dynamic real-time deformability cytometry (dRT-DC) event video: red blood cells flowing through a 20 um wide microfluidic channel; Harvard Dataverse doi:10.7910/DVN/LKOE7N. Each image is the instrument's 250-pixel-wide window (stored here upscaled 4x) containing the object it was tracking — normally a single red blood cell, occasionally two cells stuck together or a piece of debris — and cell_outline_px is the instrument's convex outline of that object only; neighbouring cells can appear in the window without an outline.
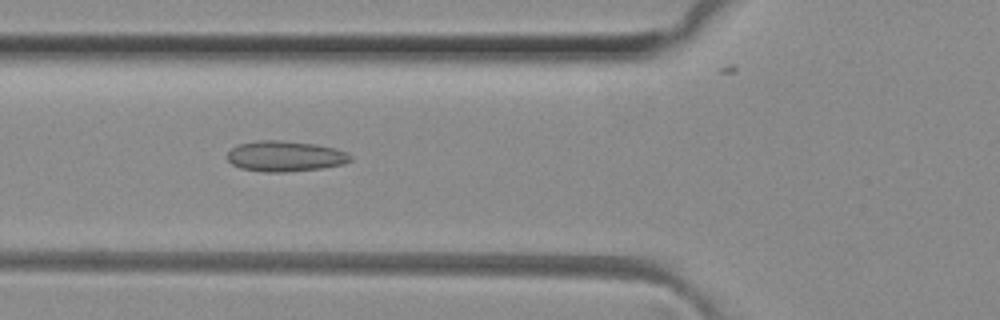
{"species": "common noctule bat (a hibernating species)", "species_latin": "Nyctalus noctula", "temperature_condition": "room temperature", "stored_images_in_passage": 41, "camera_frame_rate_fps": 3000, "um_per_image_px": 0.085, "animal": {"sex": "female", "body_mass_g": 29.2, "forearm_length_mm": 56.3}, "frame": {"image": 1, "passage_image": 13, "time_ms": 4.0, "image_size_px": [1000, 320], "cell_outline_px": [[352, 160], [344, 164], [324, 168], [284, 172], [264, 172], [240, 168], [232, 164], [228, 160], [228, 152], [232, 148], [240, 144], [256, 140], [280, 140], [316, 144], [336, 148], [348, 152], [352, 156]], "centroid_in_image_um": [24.28, 13.28], "position_along_channel_um": 101.5, "area_um2": 22.14}}
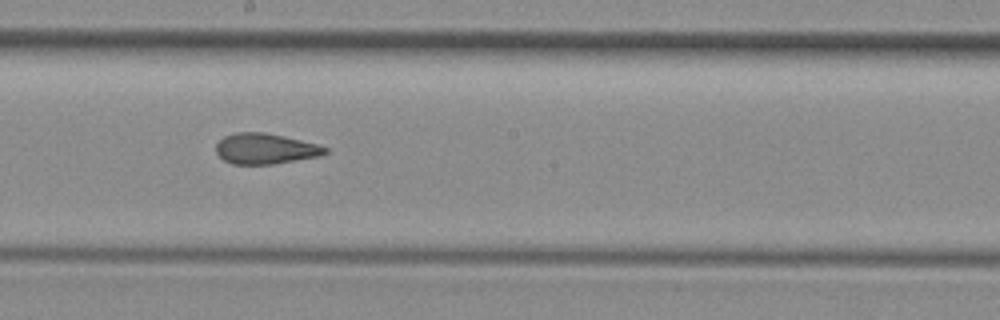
{"frame": {"image": 2, "passage_image": 22, "time_ms": 7.0, "image_size_px": [1000, 320], "cell_outline_px": [[328, 152], [320, 156], [272, 164], [232, 164], [224, 160], [216, 152], [216, 144], [224, 136], [236, 132], [264, 132], [284, 136], [320, 144], [328, 148]], "centroid_in_image_um": [22.57, 12.63], "position_along_channel_um": 225.6, "area_um2": 19.54}}
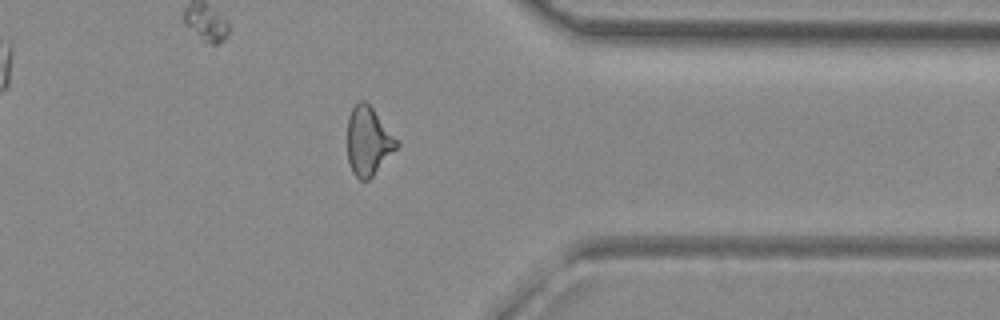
{"frame": {"image": 3, "passage_image": 34, "time_ms": 11.0, "image_size_px": [1000, 320], "cell_outline_px": [[400, 144], [372, 176], [368, 180], [360, 180], [352, 172], [348, 160], [348, 116], [352, 108], [360, 100], [364, 100], [372, 108]], "centroid_in_image_um": [31.28, 12.0], "position_along_channel_um": 380.1, "area_um2": 19.25}, "authors_computed_cell_mechanics": {"area_um2": 20.1722, "velocity_mm_per_s": 4.1222, "shape_relaxation_time_tau1_ms": null, "shape_relaxation_time_tau2_ms": 1.7249, "deformation_change_tau1": null, "deformation_change_tau2": 0.0961}}